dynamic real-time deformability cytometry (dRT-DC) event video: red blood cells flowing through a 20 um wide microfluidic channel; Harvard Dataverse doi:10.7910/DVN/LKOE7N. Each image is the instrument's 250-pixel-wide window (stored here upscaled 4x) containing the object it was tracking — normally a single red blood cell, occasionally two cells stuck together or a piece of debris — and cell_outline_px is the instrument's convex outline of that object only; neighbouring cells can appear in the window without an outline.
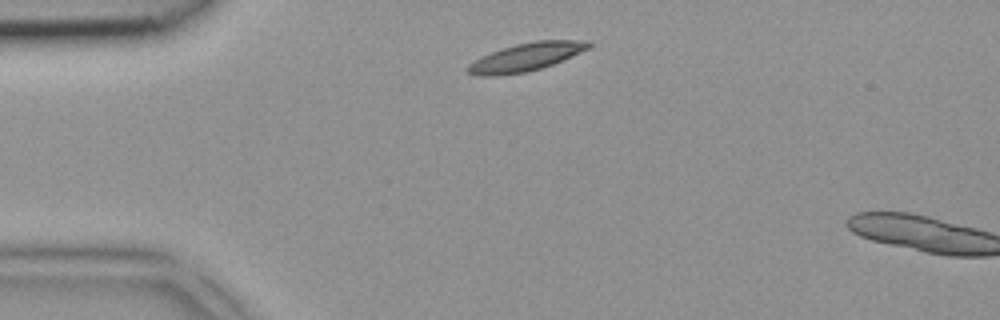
{"species": "common noctule bat (a hibernating species)", "species_latin": "Nyctalus noctula", "temperature_condition": "room temperature", "stored_images_in_passage": 5, "segment_of_instrument_passage": [2, 2], "camera_frame_rate_fps": 3000, "um_per_image_px": 0.085, "animal": {"sex": "female", "body_mass_g": 18.4}, "frame": {"image": 1, "passage_image": 5, "time_ms": 1.333, "image_size_px": [1000, 320], "cell_outline_px": [[592, 44], [588, 48], [552, 64], [528, 72], [500, 76], [476, 76], [464, 72], [464, 68], [468, 64], [492, 52], [516, 44], [536, 40], [592, 40]], "centroid_in_image_um": [44.66, 4.86], "position_along_channel_um": 40.3, "area_um2": 19.71}}